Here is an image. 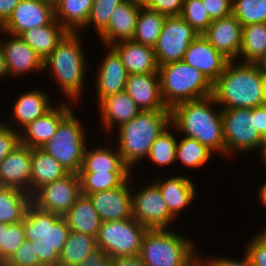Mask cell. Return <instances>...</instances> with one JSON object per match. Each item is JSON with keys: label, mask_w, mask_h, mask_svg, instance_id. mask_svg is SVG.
<instances>
[{"label": "cell", "mask_w": 266, "mask_h": 266, "mask_svg": "<svg viewBox=\"0 0 266 266\" xmlns=\"http://www.w3.org/2000/svg\"><path fill=\"white\" fill-rule=\"evenodd\" d=\"M228 61L213 83L212 96L222 109H252L265 103L262 94V64H233Z\"/></svg>", "instance_id": "cell-1"}, {"label": "cell", "mask_w": 266, "mask_h": 266, "mask_svg": "<svg viewBox=\"0 0 266 266\" xmlns=\"http://www.w3.org/2000/svg\"><path fill=\"white\" fill-rule=\"evenodd\" d=\"M216 103L213 96L179 103L170 109V123L185 137L196 139L212 151L225 153L222 109L209 106ZM214 110V111H212ZM219 111V112H218Z\"/></svg>", "instance_id": "cell-2"}, {"label": "cell", "mask_w": 266, "mask_h": 266, "mask_svg": "<svg viewBox=\"0 0 266 266\" xmlns=\"http://www.w3.org/2000/svg\"><path fill=\"white\" fill-rule=\"evenodd\" d=\"M23 229L26 240L34 241V250L43 266H58L60 253L70 229L64 216L28 206Z\"/></svg>", "instance_id": "cell-3"}, {"label": "cell", "mask_w": 266, "mask_h": 266, "mask_svg": "<svg viewBox=\"0 0 266 266\" xmlns=\"http://www.w3.org/2000/svg\"><path fill=\"white\" fill-rule=\"evenodd\" d=\"M170 111H141L119 127V149L123 162L132 164L148 156L151 145L169 126Z\"/></svg>", "instance_id": "cell-4"}, {"label": "cell", "mask_w": 266, "mask_h": 266, "mask_svg": "<svg viewBox=\"0 0 266 266\" xmlns=\"http://www.w3.org/2000/svg\"><path fill=\"white\" fill-rule=\"evenodd\" d=\"M160 93L165 106H173L212 95L213 83L183 60L159 66Z\"/></svg>", "instance_id": "cell-5"}, {"label": "cell", "mask_w": 266, "mask_h": 266, "mask_svg": "<svg viewBox=\"0 0 266 266\" xmlns=\"http://www.w3.org/2000/svg\"><path fill=\"white\" fill-rule=\"evenodd\" d=\"M194 244L169 229H148L143 236L139 257L145 266H195Z\"/></svg>", "instance_id": "cell-6"}, {"label": "cell", "mask_w": 266, "mask_h": 266, "mask_svg": "<svg viewBox=\"0 0 266 266\" xmlns=\"http://www.w3.org/2000/svg\"><path fill=\"white\" fill-rule=\"evenodd\" d=\"M77 33L68 32L57 44L55 50L43 61L53 72L54 78L66 96L77 100L82 91L86 62Z\"/></svg>", "instance_id": "cell-7"}, {"label": "cell", "mask_w": 266, "mask_h": 266, "mask_svg": "<svg viewBox=\"0 0 266 266\" xmlns=\"http://www.w3.org/2000/svg\"><path fill=\"white\" fill-rule=\"evenodd\" d=\"M71 111L59 124L55 135L41 148L68 172L79 173L85 153L84 128Z\"/></svg>", "instance_id": "cell-8"}, {"label": "cell", "mask_w": 266, "mask_h": 266, "mask_svg": "<svg viewBox=\"0 0 266 266\" xmlns=\"http://www.w3.org/2000/svg\"><path fill=\"white\" fill-rule=\"evenodd\" d=\"M147 230L133 217L102 222L96 238L97 247L111 258L139 255Z\"/></svg>", "instance_id": "cell-9"}, {"label": "cell", "mask_w": 266, "mask_h": 266, "mask_svg": "<svg viewBox=\"0 0 266 266\" xmlns=\"http://www.w3.org/2000/svg\"><path fill=\"white\" fill-rule=\"evenodd\" d=\"M225 155L234 150L260 149L263 137L257 131L255 108L222 109Z\"/></svg>", "instance_id": "cell-10"}, {"label": "cell", "mask_w": 266, "mask_h": 266, "mask_svg": "<svg viewBox=\"0 0 266 266\" xmlns=\"http://www.w3.org/2000/svg\"><path fill=\"white\" fill-rule=\"evenodd\" d=\"M197 36L181 16L166 17L163 30L153 47L158 65L183 60L187 48Z\"/></svg>", "instance_id": "cell-11"}, {"label": "cell", "mask_w": 266, "mask_h": 266, "mask_svg": "<svg viewBox=\"0 0 266 266\" xmlns=\"http://www.w3.org/2000/svg\"><path fill=\"white\" fill-rule=\"evenodd\" d=\"M80 195L79 175L69 172L36 190L31 195V203L41 210L64 216Z\"/></svg>", "instance_id": "cell-12"}, {"label": "cell", "mask_w": 266, "mask_h": 266, "mask_svg": "<svg viewBox=\"0 0 266 266\" xmlns=\"http://www.w3.org/2000/svg\"><path fill=\"white\" fill-rule=\"evenodd\" d=\"M132 196V216L147 229H167L175 219L155 183Z\"/></svg>", "instance_id": "cell-13"}, {"label": "cell", "mask_w": 266, "mask_h": 266, "mask_svg": "<svg viewBox=\"0 0 266 266\" xmlns=\"http://www.w3.org/2000/svg\"><path fill=\"white\" fill-rule=\"evenodd\" d=\"M54 19L52 5L40 0H21L0 30L20 36L32 28L49 25Z\"/></svg>", "instance_id": "cell-14"}, {"label": "cell", "mask_w": 266, "mask_h": 266, "mask_svg": "<svg viewBox=\"0 0 266 266\" xmlns=\"http://www.w3.org/2000/svg\"><path fill=\"white\" fill-rule=\"evenodd\" d=\"M0 186L31 195V148L19 144L0 162Z\"/></svg>", "instance_id": "cell-15"}, {"label": "cell", "mask_w": 266, "mask_h": 266, "mask_svg": "<svg viewBox=\"0 0 266 266\" xmlns=\"http://www.w3.org/2000/svg\"><path fill=\"white\" fill-rule=\"evenodd\" d=\"M229 61L239 55L242 45V24L231 14L213 20L202 34Z\"/></svg>", "instance_id": "cell-16"}, {"label": "cell", "mask_w": 266, "mask_h": 266, "mask_svg": "<svg viewBox=\"0 0 266 266\" xmlns=\"http://www.w3.org/2000/svg\"><path fill=\"white\" fill-rule=\"evenodd\" d=\"M126 180L120 187L87 195L102 222L124 220L132 216V194Z\"/></svg>", "instance_id": "cell-17"}, {"label": "cell", "mask_w": 266, "mask_h": 266, "mask_svg": "<svg viewBox=\"0 0 266 266\" xmlns=\"http://www.w3.org/2000/svg\"><path fill=\"white\" fill-rule=\"evenodd\" d=\"M183 61L202 72L212 83L223 73L229 61L199 34L187 48Z\"/></svg>", "instance_id": "cell-18"}, {"label": "cell", "mask_w": 266, "mask_h": 266, "mask_svg": "<svg viewBox=\"0 0 266 266\" xmlns=\"http://www.w3.org/2000/svg\"><path fill=\"white\" fill-rule=\"evenodd\" d=\"M125 91L141 111H170L160 93L159 74H130Z\"/></svg>", "instance_id": "cell-19"}, {"label": "cell", "mask_w": 266, "mask_h": 266, "mask_svg": "<svg viewBox=\"0 0 266 266\" xmlns=\"http://www.w3.org/2000/svg\"><path fill=\"white\" fill-rule=\"evenodd\" d=\"M142 4L124 0L113 11L108 25L99 33L102 42L108 47L113 43L131 40ZM118 39V40H117Z\"/></svg>", "instance_id": "cell-20"}, {"label": "cell", "mask_w": 266, "mask_h": 266, "mask_svg": "<svg viewBox=\"0 0 266 266\" xmlns=\"http://www.w3.org/2000/svg\"><path fill=\"white\" fill-rule=\"evenodd\" d=\"M118 42L110 47L120 56L129 75L158 74L159 65L153 47L135 42L132 39Z\"/></svg>", "instance_id": "cell-21"}, {"label": "cell", "mask_w": 266, "mask_h": 266, "mask_svg": "<svg viewBox=\"0 0 266 266\" xmlns=\"http://www.w3.org/2000/svg\"><path fill=\"white\" fill-rule=\"evenodd\" d=\"M71 111L66 104L53 107L45 115L35 119L24 128V135L20 134V143L31 149L42 148L55 135L60 122Z\"/></svg>", "instance_id": "cell-22"}, {"label": "cell", "mask_w": 266, "mask_h": 266, "mask_svg": "<svg viewBox=\"0 0 266 266\" xmlns=\"http://www.w3.org/2000/svg\"><path fill=\"white\" fill-rule=\"evenodd\" d=\"M108 54L103 59L97 77V98L99 103L111 95L124 91L127 78V69L123 65L120 56L109 46Z\"/></svg>", "instance_id": "cell-23"}, {"label": "cell", "mask_w": 266, "mask_h": 266, "mask_svg": "<svg viewBox=\"0 0 266 266\" xmlns=\"http://www.w3.org/2000/svg\"><path fill=\"white\" fill-rule=\"evenodd\" d=\"M6 61L8 75L28 73L44 68L42 58L19 36L0 44Z\"/></svg>", "instance_id": "cell-24"}, {"label": "cell", "mask_w": 266, "mask_h": 266, "mask_svg": "<svg viewBox=\"0 0 266 266\" xmlns=\"http://www.w3.org/2000/svg\"><path fill=\"white\" fill-rule=\"evenodd\" d=\"M70 231L97 238L101 219L88 196L80 195L64 215Z\"/></svg>", "instance_id": "cell-25"}, {"label": "cell", "mask_w": 266, "mask_h": 266, "mask_svg": "<svg viewBox=\"0 0 266 266\" xmlns=\"http://www.w3.org/2000/svg\"><path fill=\"white\" fill-rule=\"evenodd\" d=\"M99 105L107 130L112 129L115 122H118L119 127L128 123L141 112L125 90L104 98Z\"/></svg>", "instance_id": "cell-26"}, {"label": "cell", "mask_w": 266, "mask_h": 266, "mask_svg": "<svg viewBox=\"0 0 266 266\" xmlns=\"http://www.w3.org/2000/svg\"><path fill=\"white\" fill-rule=\"evenodd\" d=\"M67 33L68 31L54 19L49 25L32 28L19 37L44 61Z\"/></svg>", "instance_id": "cell-27"}, {"label": "cell", "mask_w": 266, "mask_h": 266, "mask_svg": "<svg viewBox=\"0 0 266 266\" xmlns=\"http://www.w3.org/2000/svg\"><path fill=\"white\" fill-rule=\"evenodd\" d=\"M69 172L41 148L31 149V195L43 185L56 181Z\"/></svg>", "instance_id": "cell-28"}, {"label": "cell", "mask_w": 266, "mask_h": 266, "mask_svg": "<svg viewBox=\"0 0 266 266\" xmlns=\"http://www.w3.org/2000/svg\"><path fill=\"white\" fill-rule=\"evenodd\" d=\"M166 202L170 213L175 217L180 210L189 205L195 197V186L192 181L183 176H175L165 181L154 182Z\"/></svg>", "instance_id": "cell-29"}, {"label": "cell", "mask_w": 266, "mask_h": 266, "mask_svg": "<svg viewBox=\"0 0 266 266\" xmlns=\"http://www.w3.org/2000/svg\"><path fill=\"white\" fill-rule=\"evenodd\" d=\"M93 2L94 0H60L54 7L55 19L68 32L75 33L77 28L87 26Z\"/></svg>", "instance_id": "cell-30"}, {"label": "cell", "mask_w": 266, "mask_h": 266, "mask_svg": "<svg viewBox=\"0 0 266 266\" xmlns=\"http://www.w3.org/2000/svg\"><path fill=\"white\" fill-rule=\"evenodd\" d=\"M130 172L120 153L107 148L85 149L79 173Z\"/></svg>", "instance_id": "cell-31"}, {"label": "cell", "mask_w": 266, "mask_h": 266, "mask_svg": "<svg viewBox=\"0 0 266 266\" xmlns=\"http://www.w3.org/2000/svg\"><path fill=\"white\" fill-rule=\"evenodd\" d=\"M244 63H266V23L242 26V45L240 53Z\"/></svg>", "instance_id": "cell-32"}, {"label": "cell", "mask_w": 266, "mask_h": 266, "mask_svg": "<svg viewBox=\"0 0 266 266\" xmlns=\"http://www.w3.org/2000/svg\"><path fill=\"white\" fill-rule=\"evenodd\" d=\"M31 195L24 191L0 186V223L15 224L24 220Z\"/></svg>", "instance_id": "cell-33"}, {"label": "cell", "mask_w": 266, "mask_h": 266, "mask_svg": "<svg viewBox=\"0 0 266 266\" xmlns=\"http://www.w3.org/2000/svg\"><path fill=\"white\" fill-rule=\"evenodd\" d=\"M97 249L96 237L70 231L60 253L58 266H78Z\"/></svg>", "instance_id": "cell-34"}, {"label": "cell", "mask_w": 266, "mask_h": 266, "mask_svg": "<svg viewBox=\"0 0 266 266\" xmlns=\"http://www.w3.org/2000/svg\"><path fill=\"white\" fill-rule=\"evenodd\" d=\"M48 97L41 90L28 91L22 94L14 105V117L24 128L34 121L42 117L53 107L49 105Z\"/></svg>", "instance_id": "cell-35"}, {"label": "cell", "mask_w": 266, "mask_h": 266, "mask_svg": "<svg viewBox=\"0 0 266 266\" xmlns=\"http://www.w3.org/2000/svg\"><path fill=\"white\" fill-rule=\"evenodd\" d=\"M165 18V15L142 6L137 17L132 40L154 47L163 30Z\"/></svg>", "instance_id": "cell-36"}, {"label": "cell", "mask_w": 266, "mask_h": 266, "mask_svg": "<svg viewBox=\"0 0 266 266\" xmlns=\"http://www.w3.org/2000/svg\"><path fill=\"white\" fill-rule=\"evenodd\" d=\"M130 172L78 173L82 195L112 190L129 179Z\"/></svg>", "instance_id": "cell-37"}, {"label": "cell", "mask_w": 266, "mask_h": 266, "mask_svg": "<svg viewBox=\"0 0 266 266\" xmlns=\"http://www.w3.org/2000/svg\"><path fill=\"white\" fill-rule=\"evenodd\" d=\"M210 150L207 146L202 145L196 139L184 137L176 146V159L186 165L187 167H199L211 157Z\"/></svg>", "instance_id": "cell-38"}, {"label": "cell", "mask_w": 266, "mask_h": 266, "mask_svg": "<svg viewBox=\"0 0 266 266\" xmlns=\"http://www.w3.org/2000/svg\"><path fill=\"white\" fill-rule=\"evenodd\" d=\"M232 3V14L242 26L266 23V0H234Z\"/></svg>", "instance_id": "cell-39"}, {"label": "cell", "mask_w": 266, "mask_h": 266, "mask_svg": "<svg viewBox=\"0 0 266 266\" xmlns=\"http://www.w3.org/2000/svg\"><path fill=\"white\" fill-rule=\"evenodd\" d=\"M167 129L168 127L156 138L148 154L158 165L170 164L176 160L177 140Z\"/></svg>", "instance_id": "cell-40"}, {"label": "cell", "mask_w": 266, "mask_h": 266, "mask_svg": "<svg viewBox=\"0 0 266 266\" xmlns=\"http://www.w3.org/2000/svg\"><path fill=\"white\" fill-rule=\"evenodd\" d=\"M180 16L198 35L203 34L212 23L202 0H184Z\"/></svg>", "instance_id": "cell-41"}, {"label": "cell", "mask_w": 266, "mask_h": 266, "mask_svg": "<svg viewBox=\"0 0 266 266\" xmlns=\"http://www.w3.org/2000/svg\"><path fill=\"white\" fill-rule=\"evenodd\" d=\"M124 0H94L87 25L94 23L100 33L107 25L114 9Z\"/></svg>", "instance_id": "cell-42"}, {"label": "cell", "mask_w": 266, "mask_h": 266, "mask_svg": "<svg viewBox=\"0 0 266 266\" xmlns=\"http://www.w3.org/2000/svg\"><path fill=\"white\" fill-rule=\"evenodd\" d=\"M2 266H43L34 250V241L23 242Z\"/></svg>", "instance_id": "cell-43"}, {"label": "cell", "mask_w": 266, "mask_h": 266, "mask_svg": "<svg viewBox=\"0 0 266 266\" xmlns=\"http://www.w3.org/2000/svg\"><path fill=\"white\" fill-rule=\"evenodd\" d=\"M25 241L26 236L23 229V221L15 224H7L5 246H3V264Z\"/></svg>", "instance_id": "cell-44"}, {"label": "cell", "mask_w": 266, "mask_h": 266, "mask_svg": "<svg viewBox=\"0 0 266 266\" xmlns=\"http://www.w3.org/2000/svg\"><path fill=\"white\" fill-rule=\"evenodd\" d=\"M20 144V131L0 123V162Z\"/></svg>", "instance_id": "cell-45"}, {"label": "cell", "mask_w": 266, "mask_h": 266, "mask_svg": "<svg viewBox=\"0 0 266 266\" xmlns=\"http://www.w3.org/2000/svg\"><path fill=\"white\" fill-rule=\"evenodd\" d=\"M183 3L184 0H146L142 6L171 17L180 16Z\"/></svg>", "instance_id": "cell-46"}, {"label": "cell", "mask_w": 266, "mask_h": 266, "mask_svg": "<svg viewBox=\"0 0 266 266\" xmlns=\"http://www.w3.org/2000/svg\"><path fill=\"white\" fill-rule=\"evenodd\" d=\"M252 264L254 266H266V234L259 233L246 249Z\"/></svg>", "instance_id": "cell-47"}, {"label": "cell", "mask_w": 266, "mask_h": 266, "mask_svg": "<svg viewBox=\"0 0 266 266\" xmlns=\"http://www.w3.org/2000/svg\"><path fill=\"white\" fill-rule=\"evenodd\" d=\"M232 1L233 0H202L212 21L231 15Z\"/></svg>", "instance_id": "cell-48"}, {"label": "cell", "mask_w": 266, "mask_h": 266, "mask_svg": "<svg viewBox=\"0 0 266 266\" xmlns=\"http://www.w3.org/2000/svg\"><path fill=\"white\" fill-rule=\"evenodd\" d=\"M78 266H113V259L98 248Z\"/></svg>", "instance_id": "cell-49"}, {"label": "cell", "mask_w": 266, "mask_h": 266, "mask_svg": "<svg viewBox=\"0 0 266 266\" xmlns=\"http://www.w3.org/2000/svg\"><path fill=\"white\" fill-rule=\"evenodd\" d=\"M207 263H204L205 266H254L248 256V254L245 252V256L243 260L241 261H236L232 259H227V258H214L208 261Z\"/></svg>", "instance_id": "cell-50"}, {"label": "cell", "mask_w": 266, "mask_h": 266, "mask_svg": "<svg viewBox=\"0 0 266 266\" xmlns=\"http://www.w3.org/2000/svg\"><path fill=\"white\" fill-rule=\"evenodd\" d=\"M21 0H0V27L8 20Z\"/></svg>", "instance_id": "cell-51"}, {"label": "cell", "mask_w": 266, "mask_h": 266, "mask_svg": "<svg viewBox=\"0 0 266 266\" xmlns=\"http://www.w3.org/2000/svg\"><path fill=\"white\" fill-rule=\"evenodd\" d=\"M255 116L258 133L264 137L266 135V104L255 107Z\"/></svg>", "instance_id": "cell-52"}, {"label": "cell", "mask_w": 266, "mask_h": 266, "mask_svg": "<svg viewBox=\"0 0 266 266\" xmlns=\"http://www.w3.org/2000/svg\"><path fill=\"white\" fill-rule=\"evenodd\" d=\"M113 266H145L139 255L113 257Z\"/></svg>", "instance_id": "cell-53"}, {"label": "cell", "mask_w": 266, "mask_h": 266, "mask_svg": "<svg viewBox=\"0 0 266 266\" xmlns=\"http://www.w3.org/2000/svg\"><path fill=\"white\" fill-rule=\"evenodd\" d=\"M7 224L0 223V266L3 265V246H5Z\"/></svg>", "instance_id": "cell-54"}, {"label": "cell", "mask_w": 266, "mask_h": 266, "mask_svg": "<svg viewBox=\"0 0 266 266\" xmlns=\"http://www.w3.org/2000/svg\"><path fill=\"white\" fill-rule=\"evenodd\" d=\"M6 75L8 76V70L6 67V61L3 54V50L0 46V78L3 76L5 77Z\"/></svg>", "instance_id": "cell-55"}, {"label": "cell", "mask_w": 266, "mask_h": 266, "mask_svg": "<svg viewBox=\"0 0 266 266\" xmlns=\"http://www.w3.org/2000/svg\"><path fill=\"white\" fill-rule=\"evenodd\" d=\"M262 94L266 103V67L262 65Z\"/></svg>", "instance_id": "cell-56"}, {"label": "cell", "mask_w": 266, "mask_h": 266, "mask_svg": "<svg viewBox=\"0 0 266 266\" xmlns=\"http://www.w3.org/2000/svg\"><path fill=\"white\" fill-rule=\"evenodd\" d=\"M259 197L263 205L266 206V182L260 188Z\"/></svg>", "instance_id": "cell-57"}, {"label": "cell", "mask_w": 266, "mask_h": 266, "mask_svg": "<svg viewBox=\"0 0 266 266\" xmlns=\"http://www.w3.org/2000/svg\"><path fill=\"white\" fill-rule=\"evenodd\" d=\"M261 154H262V160L264 161V164H265V167H266V135L263 137V141H262V144H261Z\"/></svg>", "instance_id": "cell-58"}, {"label": "cell", "mask_w": 266, "mask_h": 266, "mask_svg": "<svg viewBox=\"0 0 266 266\" xmlns=\"http://www.w3.org/2000/svg\"><path fill=\"white\" fill-rule=\"evenodd\" d=\"M40 1L45 2L55 7L59 3L60 0H40Z\"/></svg>", "instance_id": "cell-59"}, {"label": "cell", "mask_w": 266, "mask_h": 266, "mask_svg": "<svg viewBox=\"0 0 266 266\" xmlns=\"http://www.w3.org/2000/svg\"><path fill=\"white\" fill-rule=\"evenodd\" d=\"M133 2L143 4L146 0H132Z\"/></svg>", "instance_id": "cell-60"}, {"label": "cell", "mask_w": 266, "mask_h": 266, "mask_svg": "<svg viewBox=\"0 0 266 266\" xmlns=\"http://www.w3.org/2000/svg\"><path fill=\"white\" fill-rule=\"evenodd\" d=\"M201 261L202 260H200L195 266H205Z\"/></svg>", "instance_id": "cell-61"}]
</instances>
